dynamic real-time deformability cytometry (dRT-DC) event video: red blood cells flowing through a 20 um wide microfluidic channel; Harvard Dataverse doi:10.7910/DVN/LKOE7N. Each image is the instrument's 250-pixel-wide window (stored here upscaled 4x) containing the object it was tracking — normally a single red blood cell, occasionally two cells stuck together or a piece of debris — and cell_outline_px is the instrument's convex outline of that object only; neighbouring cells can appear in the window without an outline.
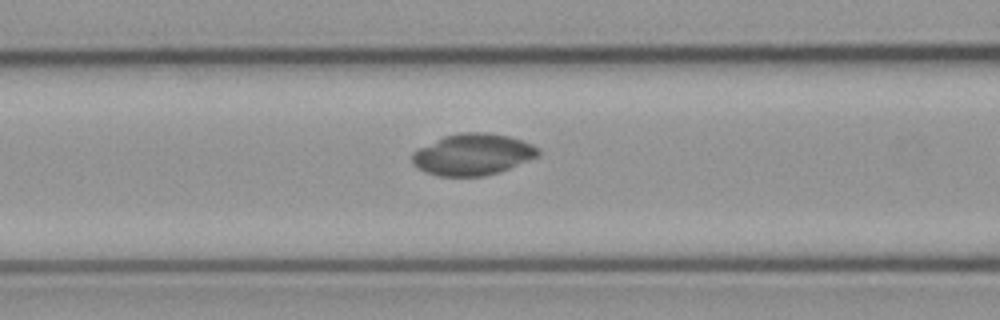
{"species": "common noctule bat (a hibernating species)", "species_latin": "Nyctalus noctula", "temperature_condition": "cold", "stored_images_in_passage": 12, "camera_frame_rate_fps": 3000, "um_per_image_px": 0.085, "animal": {"sex": "male", "body_mass_g": 23.1, "forearm_length_mm": 52.7}, "frame": {"image": 1, "passage_image": 10, "time_ms": 3.0, "image_size_px": [1000, 320], "cell_outline_px": [[540, 156], [508, 168], [484, 176], [440, 176], [424, 172], [412, 164], [412, 152], [444, 136], [460, 132], [484, 132], [508, 136], [532, 144], [540, 148]], "centroid_in_image_um": [40.18, 13.13], "position_along_channel_um": 126.4, "area_um2": 30.29}}